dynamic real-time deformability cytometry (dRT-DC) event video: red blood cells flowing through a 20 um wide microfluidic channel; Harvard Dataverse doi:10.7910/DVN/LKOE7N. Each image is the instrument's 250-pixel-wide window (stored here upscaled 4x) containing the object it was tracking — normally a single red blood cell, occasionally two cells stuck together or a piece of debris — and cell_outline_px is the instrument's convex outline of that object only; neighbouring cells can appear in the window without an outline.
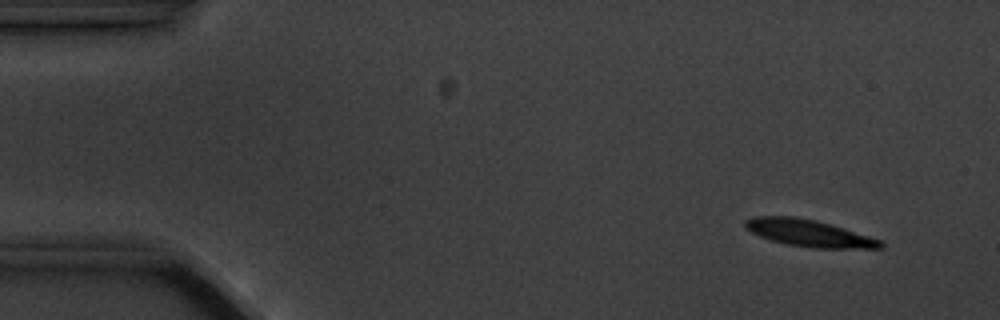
{"species": "common noctule bat (a hibernating species)", "species_latin": "Nyctalus noctula", "temperature_condition": "cold", "stored_images_in_passage": 4, "camera_frame_rate_fps": 3000, "um_per_image_px": 0.085, "animal": {"sex": "male", "body_mass_g": 20.1, "forearm_length_mm": 53.5}, "frame": {"image": 1, "passage_image": 1, "time_ms": 0.0, "image_size_px": [1000, 320], "cell_outline_px": [[884, 248], [812, 248], [788, 244], [772, 240], [760, 236], [744, 228], [744, 220], [752, 216], [796, 216], [816, 220], [844, 228], [880, 240], [884, 244]], "centroid_in_image_um": [68.72, 19.8], "position_along_channel_um": 16.3, "area_um2": 21.15}}